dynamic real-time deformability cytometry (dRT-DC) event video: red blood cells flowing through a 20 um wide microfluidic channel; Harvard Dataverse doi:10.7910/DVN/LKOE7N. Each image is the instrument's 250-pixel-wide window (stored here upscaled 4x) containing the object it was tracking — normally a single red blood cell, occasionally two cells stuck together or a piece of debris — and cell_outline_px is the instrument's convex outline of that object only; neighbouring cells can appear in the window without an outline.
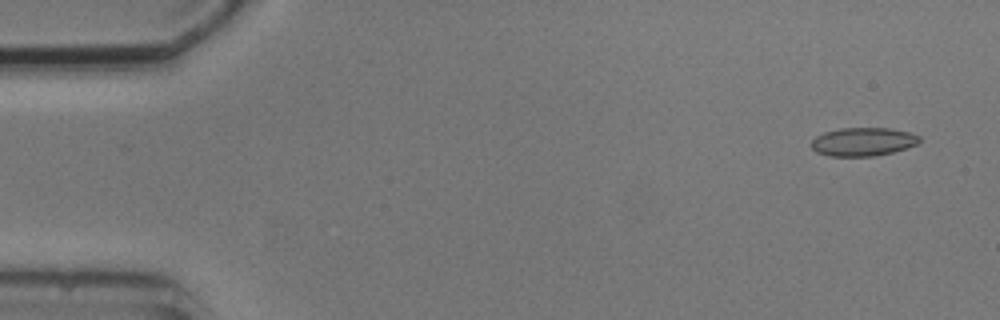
{"species": "common noctule bat (a hibernating species)", "species_latin": "Nyctalus noctula", "temperature_condition": "cold", "stored_images_in_passage": 8, "camera_frame_rate_fps": 3000, "um_per_image_px": 0.085, "animal": {"sex": "male", "body_mass_g": 20.5, "forearm_length_mm": 52.5}, "frame": {"image": 1, "passage_image": 1, "time_ms": 0.0, "image_size_px": [1000, 320], "cell_outline_px": [[920, 140], [916, 144], [908, 148], [876, 156], [828, 156], [816, 152], [812, 148], [812, 140], [816, 136], [824, 132], [840, 128], [892, 128], [908, 132], [920, 136]], "centroid_in_image_um": [73.36, 12.05], "position_along_channel_um": 11.6, "area_um2": 17.98}}
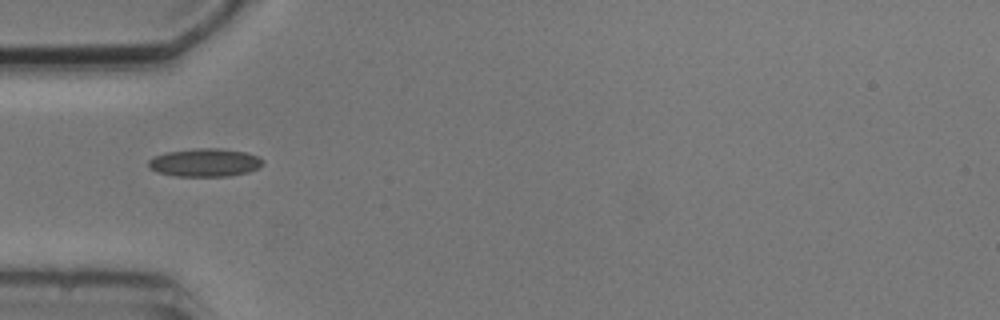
{"frame": {"image": 2, "passage_image": 5, "time_ms": 4.667, "image_size_px": [1000, 320], "cell_outline_px": [[264, 164], [260, 168], [248, 172], [228, 176], [176, 176], [156, 172], [148, 168], [148, 160], [164, 152], [196, 148], [220, 148], [248, 152], [264, 160]], "centroid_in_image_um": [17.42, 13.81], "position_along_channel_um": 67.6, "area_um2": 19.02}}
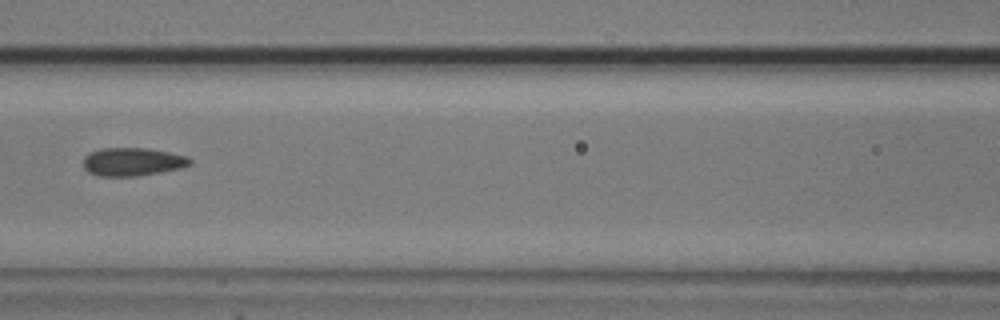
{"frame": {"image": 3, "passage_image": 7, "time_ms": 7.0, "image_size_px": [1000, 320], "cell_outline_px": [[192, 164], [180, 168], [160, 172], [136, 176], [96, 176], [88, 172], [84, 168], [84, 156], [100, 148], [148, 148], [188, 156], [192, 160]], "centroid_in_image_um": [11.27, 13.75], "position_along_channel_um": 155.3, "area_um2": 17.57}}